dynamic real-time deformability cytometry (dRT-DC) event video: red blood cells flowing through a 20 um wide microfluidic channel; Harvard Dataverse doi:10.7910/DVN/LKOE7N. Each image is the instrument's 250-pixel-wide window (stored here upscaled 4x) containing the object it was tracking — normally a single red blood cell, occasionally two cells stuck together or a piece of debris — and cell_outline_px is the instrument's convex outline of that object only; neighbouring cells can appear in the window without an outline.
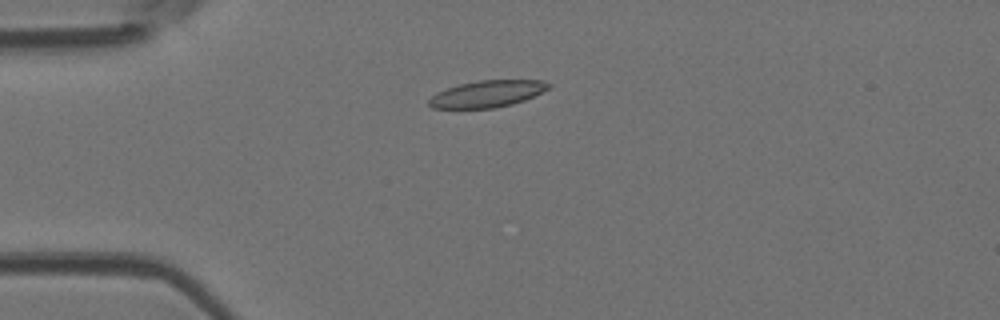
{"species": "Egyptian fruit bat (a non-hibernating species)", "species_latin": "Rousettus aegyptiacus", "temperature_condition": "room temperature", "stored_images_in_passage": 6, "camera_frame_rate_fps": 3000, "um_per_image_px": 0.085, "animal": {"sex": "female"}, "frame": {"image": 1, "passage_image": 4, "time_ms": 1.0, "image_size_px": [1000, 320], "cell_outline_px": [[552, 84], [548, 88], [524, 100], [512, 104], [496, 108], [432, 108], [428, 104], [428, 100], [436, 92], [460, 84], [480, 80], [544, 80]], "centroid_in_image_um": [41.4, 7.98], "position_along_channel_um": 43.6, "area_um2": 18.5}}
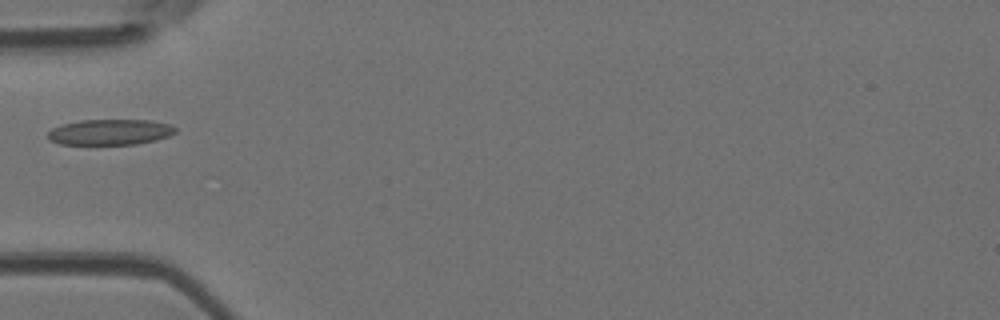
{"frame": {"image": 2, "passage_image": 5, "time_ms": 1.333, "image_size_px": [1000, 320], "cell_outline_px": [[176, 132], [168, 136], [156, 140], [136, 144], [60, 144], [52, 140], [48, 136], [48, 132], [52, 128], [64, 124], [80, 120], [152, 120], [168, 124], [176, 128]], "centroid_in_image_um": [9.38, 11.22], "position_along_channel_um": 75.6, "area_um2": 18.9}}
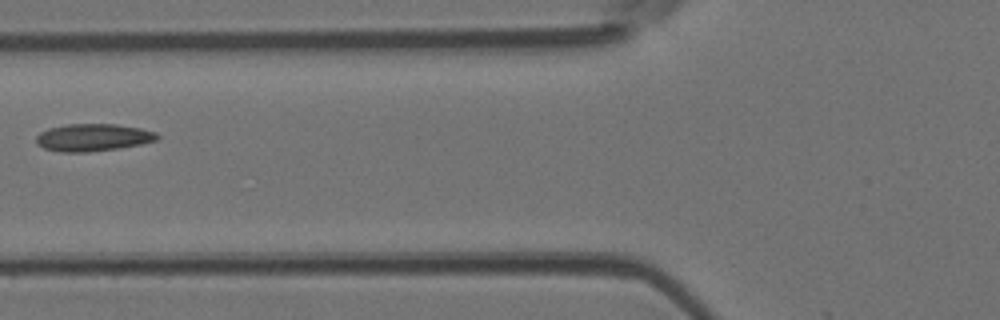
{"frame": {"image": 3, "passage_image": 6, "time_ms": 1.667, "image_size_px": [1000, 320], "cell_outline_px": [[160, 136], [156, 140], [140, 144], [120, 148], [88, 152], [60, 152], [44, 148], [36, 144], [36, 136], [40, 132], [48, 128], [68, 124], [116, 124], [140, 128], [156, 132]], "centroid_in_image_um": [7.89, 11.68], "position_along_channel_um": 117.9, "area_um2": 19.36}}